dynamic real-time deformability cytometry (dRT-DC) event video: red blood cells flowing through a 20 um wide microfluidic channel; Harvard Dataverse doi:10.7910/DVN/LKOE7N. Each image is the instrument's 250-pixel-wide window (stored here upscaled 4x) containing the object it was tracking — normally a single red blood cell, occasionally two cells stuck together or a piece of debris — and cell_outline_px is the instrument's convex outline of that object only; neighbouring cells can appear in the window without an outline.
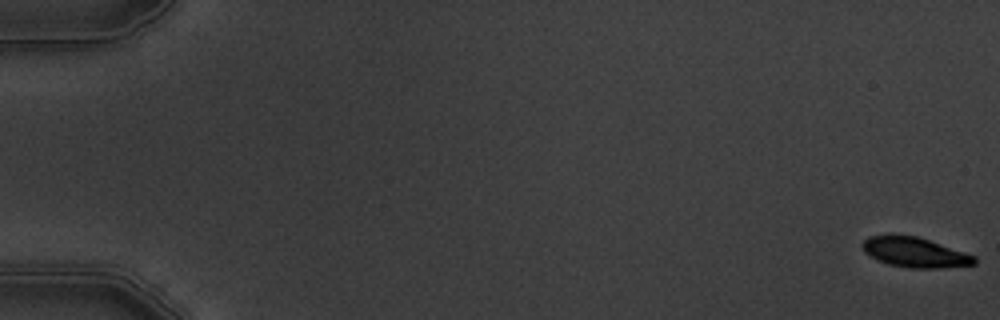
{"species": "common noctule bat (a hibernating species)", "species_latin": "Nyctalus noctula", "temperature_condition": "warm", "stored_images_in_passage": 7, "camera_frame_rate_fps": 3000, "um_per_image_px": 0.085, "animal": {"sex": "male", "body_mass_g": 19.5, "forearm_length_mm": 54.6}, "frame": {"image": 1, "passage_image": 1, "time_ms": 0.0, "image_size_px": [1000, 320], "cell_outline_px": [[976, 264], [940, 268], [908, 268], [888, 264], [876, 260], [868, 256], [864, 252], [860, 244], [868, 236], [892, 232], [916, 236], [976, 256]], "centroid_in_image_um": [77.66, 21.42], "position_along_channel_um": 7.3, "area_um2": 20.06}}
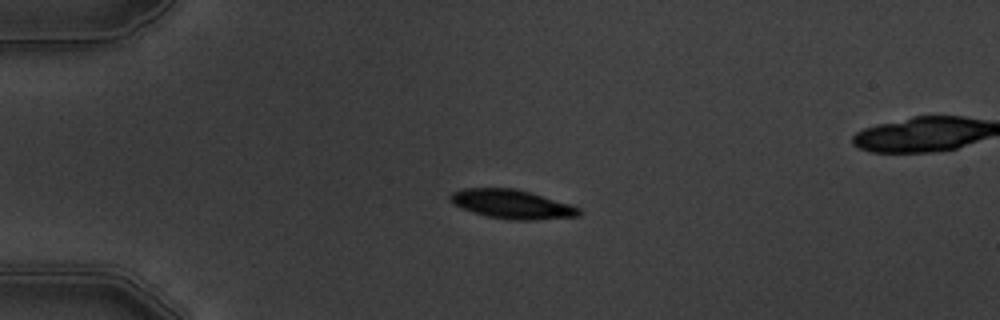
{"frame": {"image": 2, "passage_image": 5, "time_ms": 4.667, "image_size_px": [1000, 320], "cell_outline_px": [[580, 216], [532, 220], [512, 220], [488, 216], [452, 204], [448, 200], [448, 196], [452, 192], [464, 188], [516, 188], [568, 204], [580, 208]], "centroid_in_image_um": [43.47, 17.35], "position_along_channel_um": 41.5, "area_um2": 21.44}}